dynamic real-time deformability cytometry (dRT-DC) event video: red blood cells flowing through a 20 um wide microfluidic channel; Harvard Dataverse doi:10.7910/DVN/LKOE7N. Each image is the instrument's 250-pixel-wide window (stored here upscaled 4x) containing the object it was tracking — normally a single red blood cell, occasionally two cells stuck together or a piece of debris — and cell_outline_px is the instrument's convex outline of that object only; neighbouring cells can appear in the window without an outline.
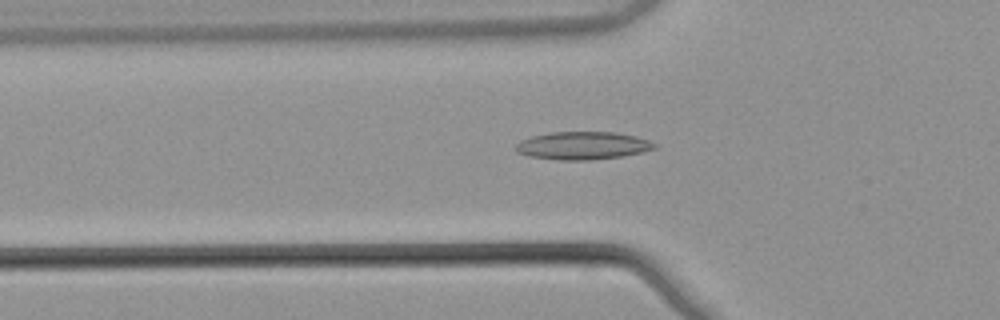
{"species": "common noctule bat (a hibernating species)", "species_latin": "Nyctalus noctula", "temperature_condition": "warm", "stored_images_in_passage": 54, "camera_frame_rate_fps": 3000, "um_per_image_px": 0.085, "animal": {"sex": "male", "body_mass_g": 21.5, "forearm_length_mm": 52.0}, "frame": {"image": 1, "passage_image": 19, "time_ms": 6.0, "image_size_px": [1000, 320], "cell_outline_px": [[656, 148], [644, 152], [624, 156], [592, 160], [556, 160], [528, 156], [516, 152], [516, 144], [520, 140], [532, 136], [548, 132], [616, 132], [636, 136], [648, 140], [656, 144]], "centroid_in_image_um": [49.53, 12.38], "position_along_channel_um": 76.3, "area_um2": 22.77}}
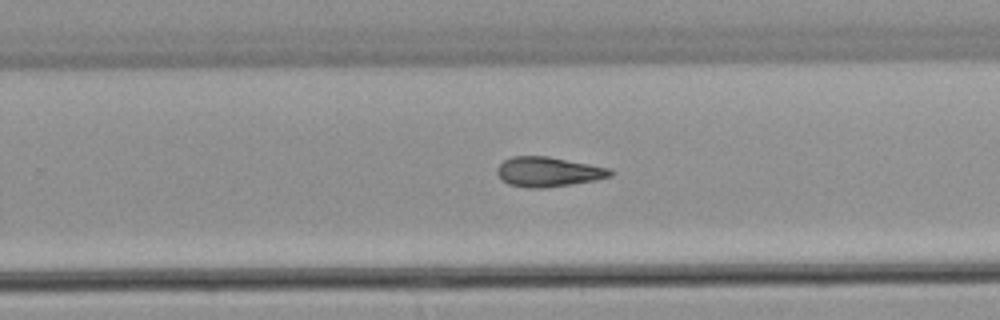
{"frame": {"image": 2, "passage_image": 35, "time_ms": 11.333, "image_size_px": [1000, 320], "cell_outline_px": [[612, 176], [596, 180], [572, 184], [544, 188], [528, 188], [508, 184], [500, 180], [496, 172], [496, 168], [504, 160], [512, 156], [548, 156], [612, 168]], "centroid_in_image_um": [46.59, 14.6], "position_along_channel_um": 283.2, "area_um2": 19.88}}
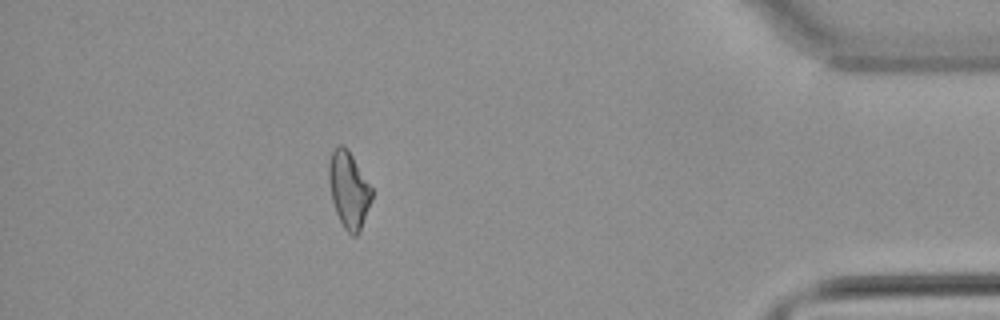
{"frame": {"image": 3, "passage_image": 48, "time_ms": 15.667, "image_size_px": [1000, 320], "cell_outline_px": [[372, 200], [360, 228], [356, 236], [352, 236], [344, 228], [336, 212], [332, 200], [328, 180], [328, 164], [332, 152], [340, 144], [344, 144], [348, 148], [372, 188]], "centroid_in_image_um": [29.63, 16.1], "position_along_channel_um": 405.6, "area_um2": 19.02}}